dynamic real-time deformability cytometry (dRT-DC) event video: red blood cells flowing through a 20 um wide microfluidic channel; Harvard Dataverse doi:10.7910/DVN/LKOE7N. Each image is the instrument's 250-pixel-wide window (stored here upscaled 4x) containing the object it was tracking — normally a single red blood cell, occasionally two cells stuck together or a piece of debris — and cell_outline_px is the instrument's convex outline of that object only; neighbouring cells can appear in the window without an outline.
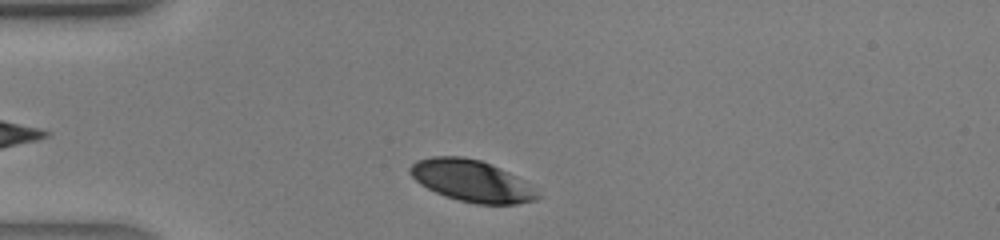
{"species": "human", "species_latin": "Homo sapiens", "temperature_condition": "warm", "stored_images_in_passage": 28, "camera_frame_rate_fps": 3000, "um_per_image_px": 0.085, "donor": {"sex": "male"}, "frame": {"image": 1, "passage_image": 2, "time_ms": 0.333, "image_size_px": [1000, 240], "cell_outline_px": [[540, 196], [536, 200], [516, 204], [476, 204], [444, 196], [420, 184], [408, 172], [408, 168], [416, 160], [432, 156], [464, 156], [480, 160], [492, 164], [516, 176]], "centroid_in_image_um": [40.02, 15.36], "position_along_channel_um": 45.0, "area_um2": 30.63}}
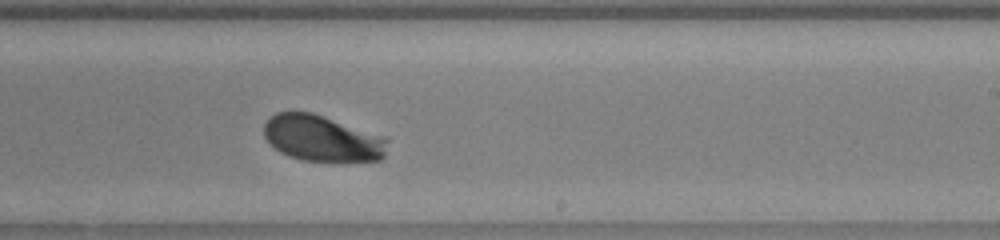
{"frame": {"image": 2, "passage_image": 17, "time_ms": 5.333, "image_size_px": [1000, 240], "cell_outline_px": [[388, 140], [384, 156], [380, 160], [300, 160], [288, 156], [280, 152], [264, 136], [264, 124], [276, 112], [312, 112], [384, 136]], "centroid_in_image_um": [27.38, 11.75], "position_along_channel_um": 261.6, "area_um2": 32.71}}
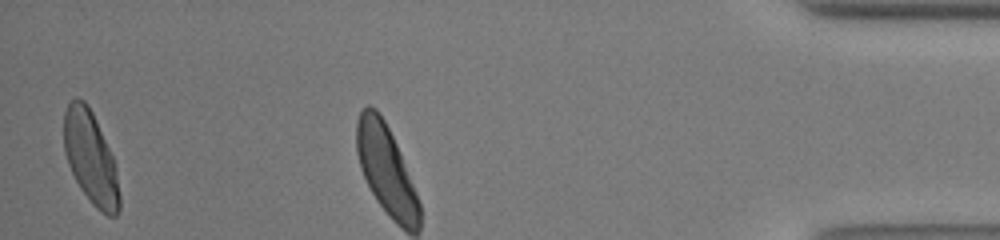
{"frame": {"image": 3, "passage_image": 28, "time_ms": 9.0, "image_size_px": [1000, 240], "cell_outline_px": [[120, 208], [116, 216], [108, 216], [100, 212], [92, 204], [80, 188], [68, 164], [64, 152], [64, 112], [68, 104], [76, 96], [84, 100], [88, 104], [92, 112], [112, 156], [116, 172], [120, 196]], "centroid_in_image_um": [7.69, 13.43], "position_along_channel_um": 427.5, "area_um2": 29.77}}